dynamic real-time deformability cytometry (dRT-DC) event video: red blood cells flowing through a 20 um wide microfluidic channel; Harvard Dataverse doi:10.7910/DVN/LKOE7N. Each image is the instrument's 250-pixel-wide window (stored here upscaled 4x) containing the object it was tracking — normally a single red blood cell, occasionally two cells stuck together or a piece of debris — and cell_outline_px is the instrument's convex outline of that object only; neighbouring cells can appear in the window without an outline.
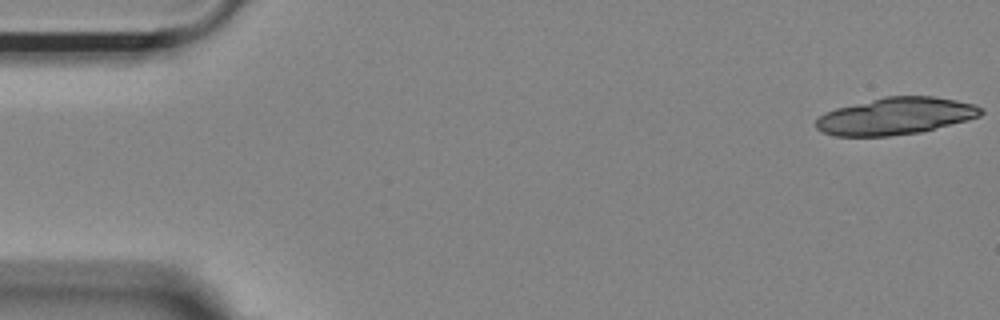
{"species": "Egyptian fruit bat (a non-hibernating species)", "species_latin": "Rousettus aegyptiacus", "temperature_condition": "room temperature", "stored_images_in_passage": 10, "camera_frame_rate_fps": 3000, "um_per_image_px": 0.085, "animal": {"sex": "female"}, "frame": {"image": 1, "passage_image": 1, "time_ms": 0.0, "image_size_px": [1000, 320], "cell_outline_px": [[984, 112], [980, 116], [968, 120], [920, 132], [888, 136], [836, 136], [824, 132], [816, 128], [816, 120], [824, 112], [836, 108], [884, 96], [932, 96], [956, 100], [976, 104], [984, 108]], "centroid_in_image_um": [76.16, 9.86], "position_along_channel_um": 8.8, "area_um2": 35.66}}